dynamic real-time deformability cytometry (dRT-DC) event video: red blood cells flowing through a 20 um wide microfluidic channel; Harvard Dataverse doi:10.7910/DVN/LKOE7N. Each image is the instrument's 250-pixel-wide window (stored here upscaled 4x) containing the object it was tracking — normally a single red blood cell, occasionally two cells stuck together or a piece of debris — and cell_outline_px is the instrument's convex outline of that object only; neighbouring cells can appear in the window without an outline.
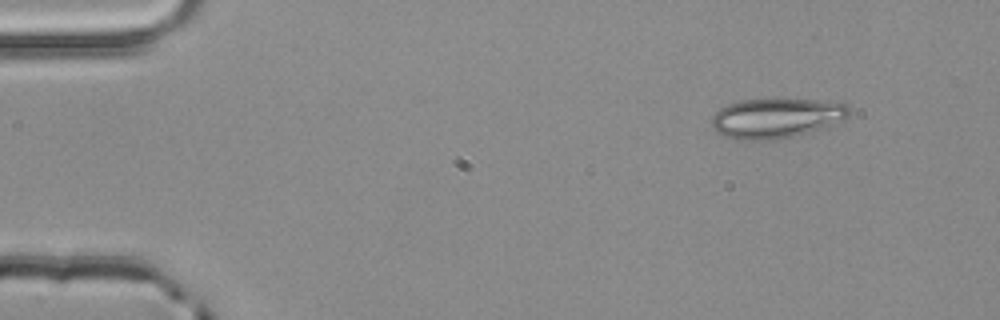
{"species": "common noctule bat (a hibernating species)", "species_latin": "Nyctalus noctula", "temperature_condition": "room temperature", "stored_images_in_passage": 3, "camera_frame_rate_fps": 3000, "um_per_image_px": 0.085, "animal": {"sex": "male", "body_mass_g": 20.4}, "frame": {"image": 1, "passage_image": 1, "time_ms": 0.0, "image_size_px": [1000, 320], "cell_outline_px": [[852, 108], [848, 116], [828, 128], [792, 136], [768, 140], [736, 140], [724, 136], [716, 132], [712, 128], [712, 116], [720, 108], [728, 104], [740, 100], [816, 100], [848, 104]], "centroid_in_image_um": [65.99, 10.05], "position_along_channel_um": 19.0, "area_um2": 31.96}}